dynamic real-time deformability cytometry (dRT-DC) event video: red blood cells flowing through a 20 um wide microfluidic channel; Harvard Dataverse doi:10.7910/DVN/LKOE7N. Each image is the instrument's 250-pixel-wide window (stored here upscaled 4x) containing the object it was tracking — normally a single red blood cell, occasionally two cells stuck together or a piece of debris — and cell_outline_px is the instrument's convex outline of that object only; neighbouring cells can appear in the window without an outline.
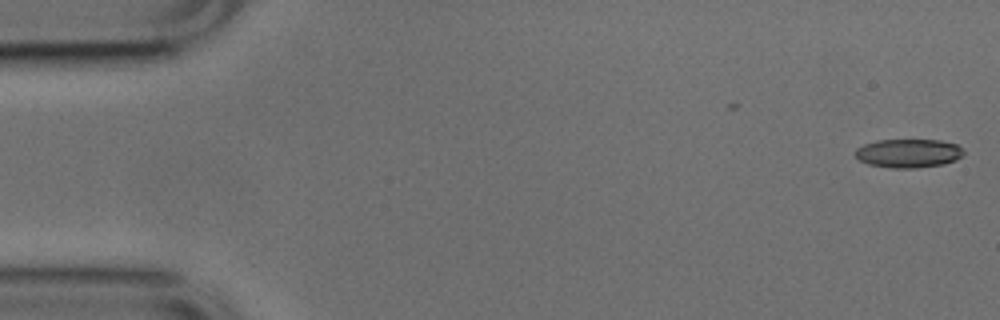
{"species": "common noctule bat (a hibernating species)", "species_latin": "Nyctalus noctula", "temperature_condition": "cold", "stored_images_in_passage": 42, "camera_frame_rate_fps": 3000, "um_per_image_px": 0.085, "animal": {"sex": "male", "body_mass_g": 17.9, "forearm_length_mm": 54.2}, "frame": {"image": 1, "passage_image": 1, "time_ms": 0.0, "image_size_px": [1000, 320], "cell_outline_px": [[964, 152], [956, 160], [944, 164], [916, 168], [892, 168], [868, 164], [860, 160], [856, 156], [856, 148], [864, 144], [876, 140], [940, 140], [956, 144]], "centroid_in_image_um": [77.2, 13.03], "position_along_channel_um": 7.8, "area_um2": 18.03}}
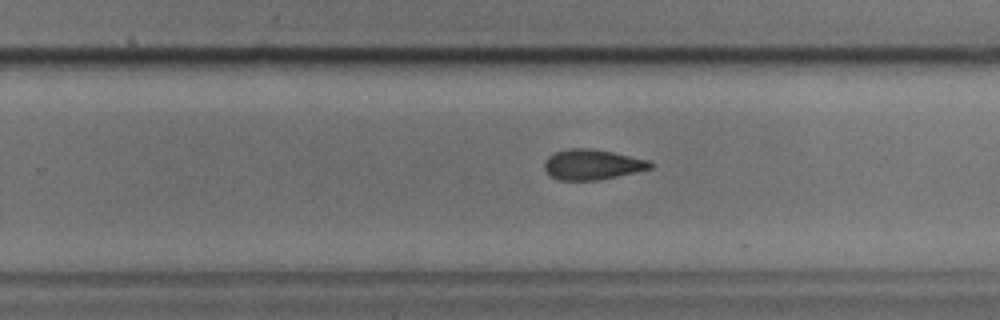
{"frame": {"image": 2, "passage_image": 32, "time_ms": 10.333, "image_size_px": [1000, 320], "cell_outline_px": [[652, 168], [636, 172], [600, 180], [560, 180], [552, 176], [544, 168], [544, 160], [548, 156], [556, 152], [572, 148], [588, 148], [612, 152], [648, 160], [652, 164]], "centroid_in_image_um": [50.33, 13.99], "position_along_channel_um": 279.5, "area_um2": 18.5}}
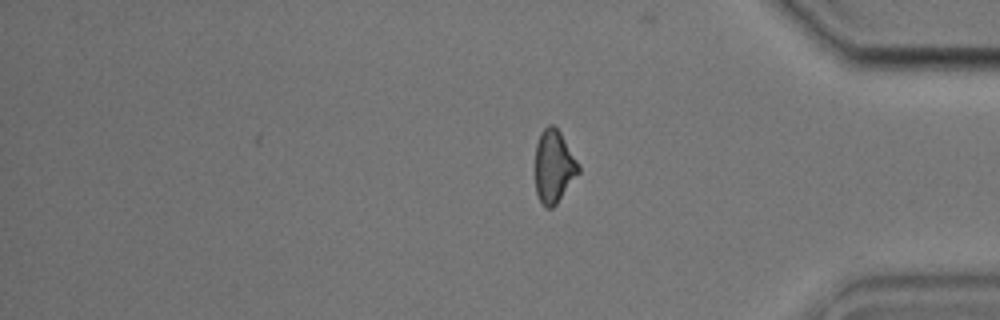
{"frame": {"image": 3, "passage_image": 42, "time_ms": 13.667, "image_size_px": [1000, 320], "cell_outline_px": [[580, 172], [556, 204], [552, 208], [544, 208], [536, 192], [536, 144], [540, 132], [548, 124], [552, 124], [560, 132], [580, 164]], "centroid_in_image_um": [47.09, 14.14], "position_along_channel_um": 388.1, "area_um2": 18.38}}